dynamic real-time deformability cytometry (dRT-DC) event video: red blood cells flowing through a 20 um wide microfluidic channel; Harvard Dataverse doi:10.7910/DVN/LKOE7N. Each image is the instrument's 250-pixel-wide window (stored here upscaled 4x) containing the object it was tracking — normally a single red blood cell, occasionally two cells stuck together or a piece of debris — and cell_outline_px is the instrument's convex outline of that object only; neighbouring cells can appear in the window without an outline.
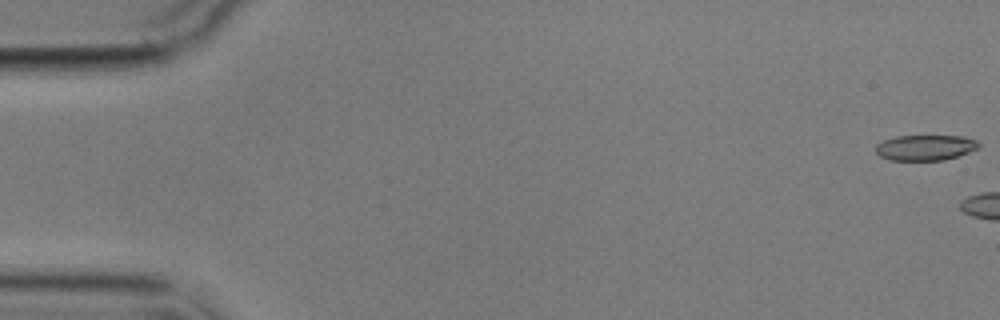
{"species": "common noctule bat (a hibernating species)", "species_latin": "Nyctalus noctula", "temperature_condition": "cold", "stored_images_in_passage": 11, "camera_frame_rate_fps": 3000, "um_per_image_px": 0.085, "animal": {"sex": "male", "body_mass_g": 17.9}, "frame": {"image": 1, "passage_image": 1, "time_ms": 0.0, "image_size_px": [1000, 320], "cell_outline_px": [[980, 148], [944, 160], [892, 160], [880, 156], [876, 152], [876, 144], [884, 140], [896, 136], [964, 136], [976, 140], [980, 144]], "centroid_in_image_um": [78.66, 12.54], "position_along_channel_um": 6.3, "area_um2": 15.26}}
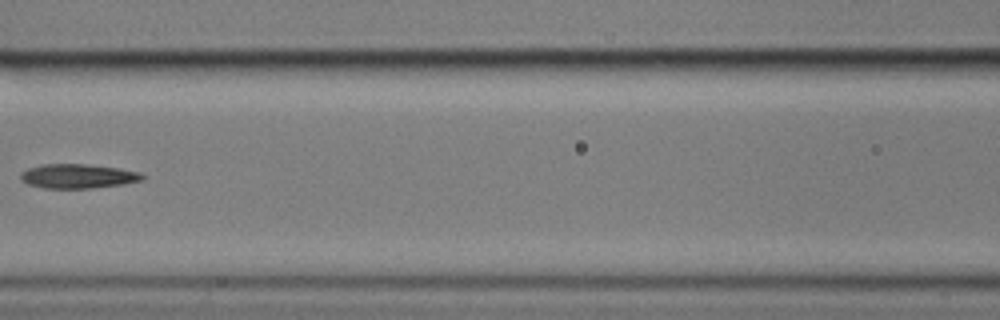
{"frame": {"image": 2, "passage_image": 8, "time_ms": 9.667, "image_size_px": [1000, 320], "cell_outline_px": [[144, 180], [124, 184], [92, 188], [44, 188], [28, 184], [20, 180], [20, 172], [28, 168], [40, 164], [84, 164], [116, 168], [140, 172], [144, 176]], "centroid_in_image_um": [6.59, 14.97], "position_along_channel_um": 160.0, "area_um2": 17.28}}
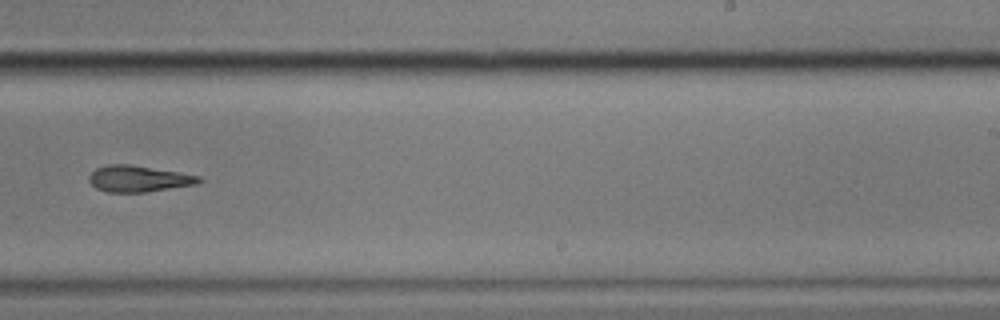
{"frame": {"image": 3, "passage_image": 11, "time_ms": 13.0, "image_size_px": [1000, 320], "cell_outline_px": [[204, 180], [196, 184], [144, 192], [104, 192], [96, 188], [88, 180], [88, 176], [96, 168], [104, 164], [132, 164], [180, 172], [200, 176]], "centroid_in_image_um": [11.75, 15.18], "position_along_channel_um": 277.2, "area_um2": 16.99}}